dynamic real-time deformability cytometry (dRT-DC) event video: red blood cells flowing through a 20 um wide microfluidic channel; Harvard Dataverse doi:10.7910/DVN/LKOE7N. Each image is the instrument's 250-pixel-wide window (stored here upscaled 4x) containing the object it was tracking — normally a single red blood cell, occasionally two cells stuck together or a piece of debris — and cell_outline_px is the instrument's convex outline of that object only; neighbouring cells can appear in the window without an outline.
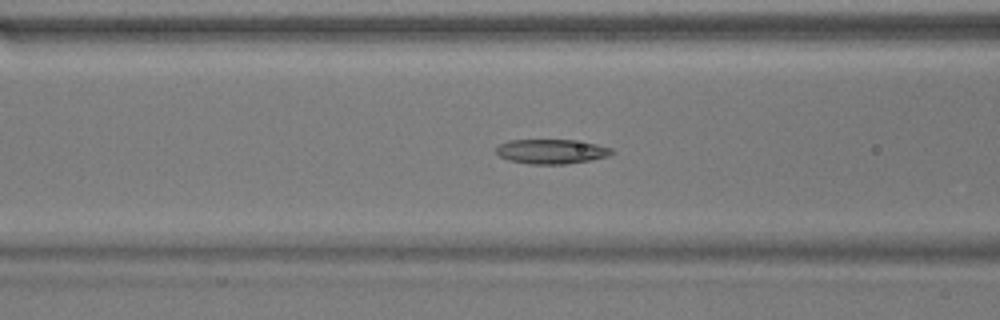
{"species": "common noctule bat (a hibernating species)", "species_latin": "Nyctalus noctula", "temperature_condition": "warm", "stored_images_in_passage": 44, "camera_frame_rate_fps": 3000, "um_per_image_px": 0.085, "animal": {"sex": "male", "body_mass_g": 17.9}, "frame": {"image": 1, "passage_image": 12, "time_ms": 3.667, "image_size_px": [1000, 320], "cell_outline_px": [[612, 152], [608, 156], [592, 160], [564, 164], [532, 164], [508, 160], [500, 156], [496, 152], [496, 148], [500, 144], [508, 140], [572, 140], [596, 144], [612, 148]], "centroid_in_image_um": [46.86, 12.88], "position_along_channel_um": 119.7, "area_um2": 16.42}}
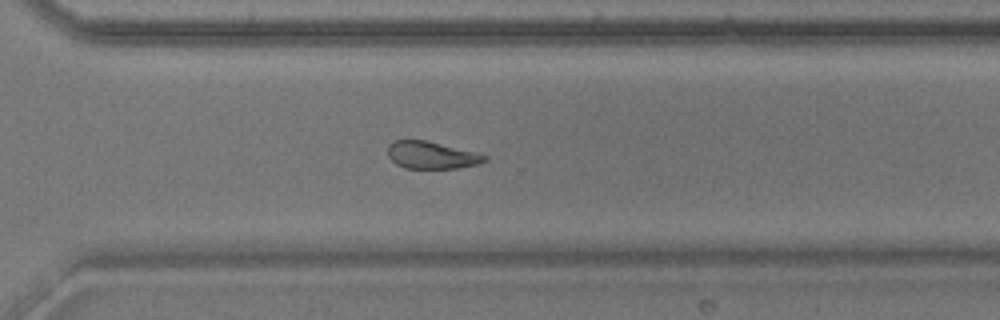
{"frame": {"image": 2, "passage_image": 29, "time_ms": 9.333, "image_size_px": [1000, 320], "cell_outline_px": [[488, 160], [476, 164], [460, 168], [404, 168], [396, 164], [388, 156], [388, 144], [396, 140], [428, 140], [476, 152], [488, 156]], "centroid_in_image_um": [36.69, 13.18], "position_along_channel_um": 333.9, "area_um2": 15.49}}
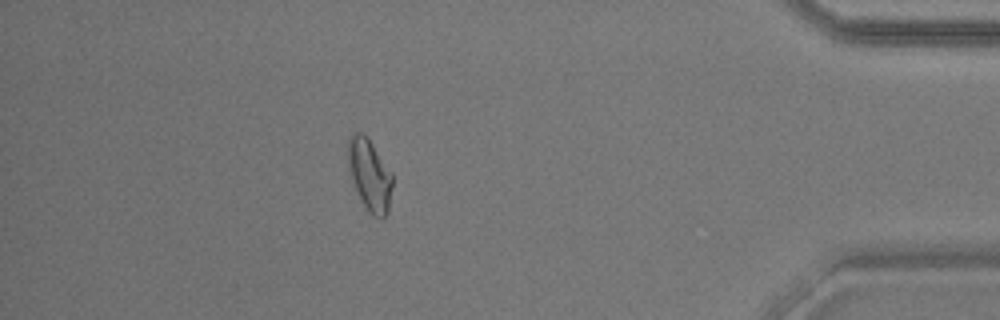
{"frame": {"image": 3, "passage_image": 38, "time_ms": 12.333, "image_size_px": [1000, 320], "cell_outline_px": [[392, 188], [388, 212], [380, 220], [372, 216], [368, 212], [360, 200], [356, 192], [348, 172], [348, 136], [352, 132], [360, 132], [368, 136], [392, 172]], "centroid_in_image_um": [31.4, 14.86], "position_along_channel_um": 403.8, "area_um2": 19.19}, "authors_computed_cell_mechanics": {"area_um2": 16.9065, "velocity_mm_per_s": 3.7835, "shape_relaxation_time_tau1_ms": 9.598, "shape_relaxation_time_tau2_ms": null, "deformation_change_tau1": 0.2084, "deformation_change_tau2": null}}